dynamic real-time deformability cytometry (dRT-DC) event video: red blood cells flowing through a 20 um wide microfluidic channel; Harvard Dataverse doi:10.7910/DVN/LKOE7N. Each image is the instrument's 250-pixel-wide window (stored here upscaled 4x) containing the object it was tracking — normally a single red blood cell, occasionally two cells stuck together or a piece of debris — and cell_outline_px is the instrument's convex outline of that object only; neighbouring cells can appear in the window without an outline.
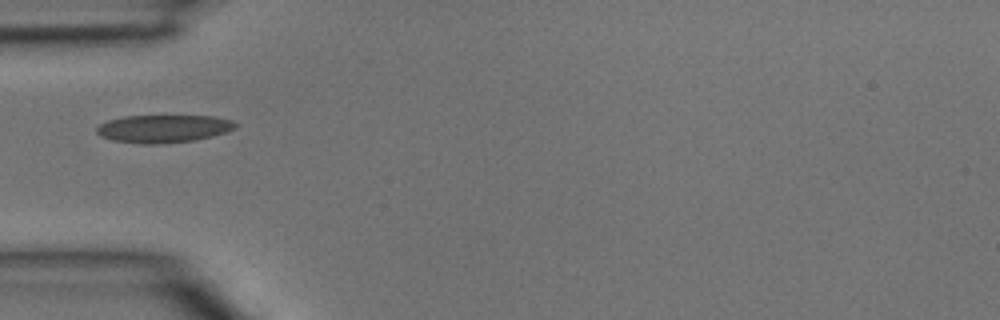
{"species": "common noctule bat (a hibernating species)", "species_latin": "Nyctalus noctula", "temperature_condition": "room temperature", "stored_images_in_passage": 3, "camera_frame_rate_fps": 3000, "um_per_image_px": 0.085, "animal": {"sex": "male", "body_mass_g": 15.6}, "frame": {"image": 1, "passage_image": 3, "time_ms": 0.667, "image_size_px": [1000, 320], "cell_outline_px": [[236, 128], [212, 136], [196, 140], [160, 144], [140, 144], [112, 140], [100, 136], [96, 132], [96, 128], [100, 124], [108, 120], [124, 116], [212, 116], [232, 120], [236, 124]], "centroid_in_image_um": [13.86, 10.94], "position_along_channel_um": 71.1, "area_um2": 22.48}}